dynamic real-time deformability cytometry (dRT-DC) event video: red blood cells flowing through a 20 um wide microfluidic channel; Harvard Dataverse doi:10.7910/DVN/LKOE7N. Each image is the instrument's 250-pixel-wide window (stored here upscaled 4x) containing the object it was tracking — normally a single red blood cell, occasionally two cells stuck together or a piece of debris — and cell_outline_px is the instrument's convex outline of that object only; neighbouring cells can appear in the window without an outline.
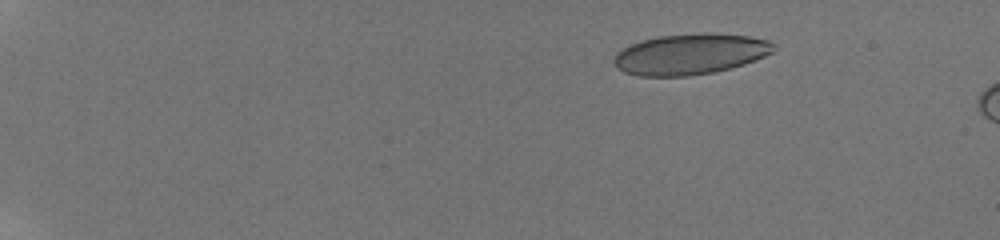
{"species": "human", "species_latin": "Homo sapiens", "temperature_condition": "room temperature", "stored_images_in_passage": 11, "camera_frame_rate_fps": 3000, "um_per_image_px": 0.085, "donor": {"sex": "male"}, "frame": {"image": 1, "passage_image": 7, "time_ms": 3.333, "image_size_px": [1000, 240], "cell_outline_px": [[776, 48], [772, 52], [756, 60], [744, 64], [712, 72], [688, 76], [636, 76], [624, 72], [616, 68], [612, 60], [616, 52], [640, 40], [660, 36], [700, 32], [712, 32], [748, 36], [768, 40], [776, 44]], "centroid_in_image_um": [58.66, 4.59], "position_along_channel_um": 26.3, "area_um2": 38.26}}